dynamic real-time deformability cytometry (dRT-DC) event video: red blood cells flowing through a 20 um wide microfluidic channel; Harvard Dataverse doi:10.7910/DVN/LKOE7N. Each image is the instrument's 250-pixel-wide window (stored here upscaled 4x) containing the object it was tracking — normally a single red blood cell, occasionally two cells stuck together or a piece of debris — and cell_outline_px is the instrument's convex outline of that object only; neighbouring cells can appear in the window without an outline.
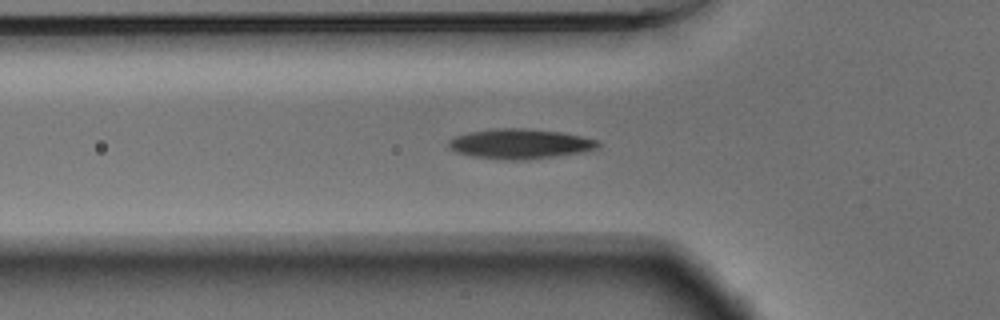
{"species": "Egyptian fruit bat (a non-hibernating species)", "species_latin": "Rousettus aegyptiacus", "temperature_condition": "warm", "stored_images_in_passage": 41, "segment_of_instrument_passage": [1, 2], "camera_frame_rate_fps": 3000, "um_per_image_px": 0.085, "animal": {"sex": "male"}, "frame": {"image": 1, "passage_image": 4, "time_ms": 1.0, "image_size_px": [1000, 320], "cell_outline_px": [[600, 144], [596, 148], [584, 152], [524, 160], [508, 160], [472, 156], [456, 152], [448, 148], [448, 140], [452, 136], [468, 132], [496, 128], [524, 128], [560, 132], [600, 140]], "centroid_in_image_um": [44.16, 12.22], "position_along_channel_um": 81.6, "area_um2": 26.13}}
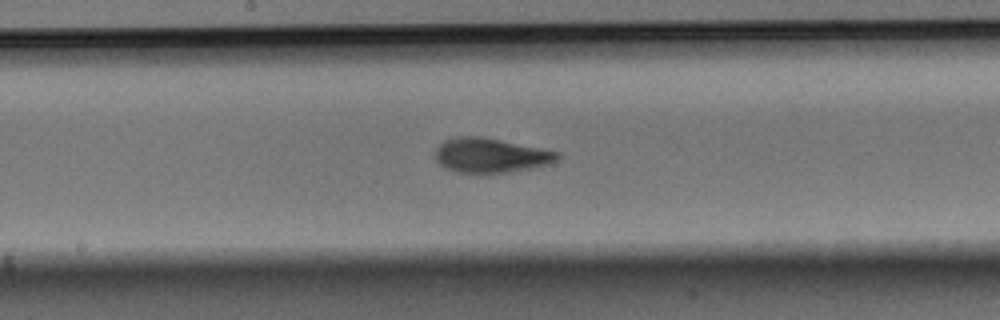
{"frame": {"image": 2, "passage_image": 14, "time_ms": 4.333, "image_size_px": [1000, 320], "cell_outline_px": [[560, 156], [556, 160], [532, 168], [504, 172], [456, 172], [440, 164], [436, 160], [436, 148], [444, 140], [456, 136], [480, 136], [560, 152]], "centroid_in_image_um": [41.67, 13.18], "position_along_channel_um": 206.5, "area_um2": 24.04}}
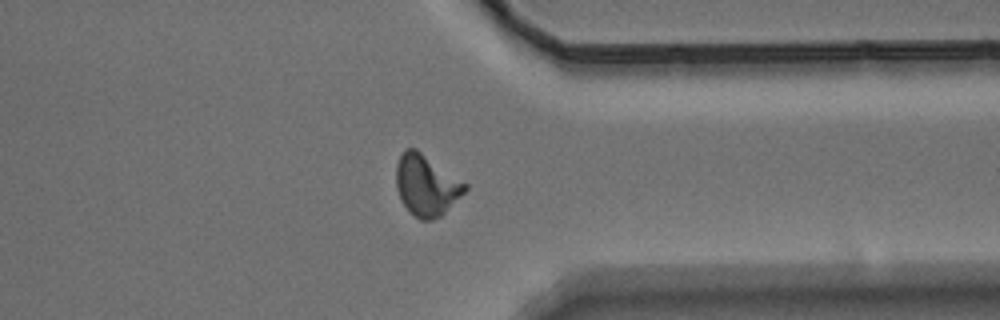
{"frame": {"image": 3, "passage_image": 28, "time_ms": 9.0, "image_size_px": [1000, 320], "cell_outline_px": [[468, 188], [440, 216], [432, 220], [420, 220], [400, 200], [396, 188], [396, 164], [404, 148], [416, 148], [468, 184]], "centroid_in_image_um": [36.22, 15.71], "position_along_channel_um": 375.2, "area_um2": 24.28}}